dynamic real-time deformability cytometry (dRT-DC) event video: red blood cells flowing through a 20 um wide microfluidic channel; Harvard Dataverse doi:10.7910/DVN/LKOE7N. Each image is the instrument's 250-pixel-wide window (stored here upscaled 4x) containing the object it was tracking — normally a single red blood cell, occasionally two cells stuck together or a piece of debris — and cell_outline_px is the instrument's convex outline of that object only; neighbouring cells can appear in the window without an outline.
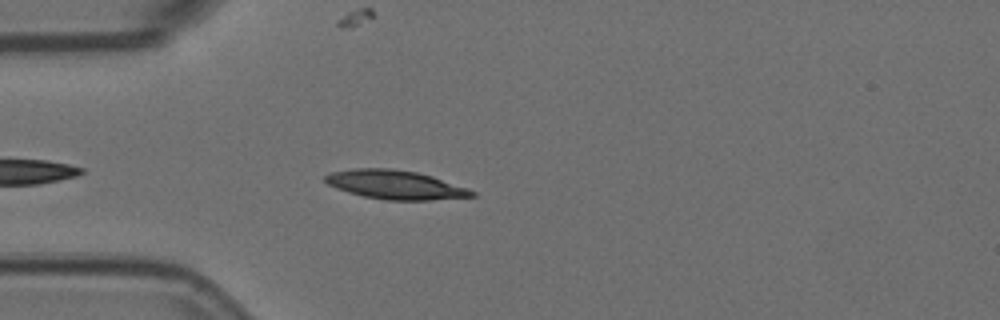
{"species": "Egyptian fruit bat (a non-hibernating species)", "species_latin": "Rousettus aegyptiacus", "temperature_condition": "room temperature", "stored_images_in_passage": 30, "camera_frame_rate_fps": 3000, "um_per_image_px": 0.085, "animal": {"sex": "female"}, "frame": {"image": 1, "passage_image": 5, "time_ms": 1.333, "image_size_px": [1000, 320], "cell_outline_px": [[476, 196], [428, 200], [384, 200], [364, 196], [348, 192], [336, 188], [328, 184], [324, 180], [324, 176], [328, 172], [356, 168], [392, 168], [416, 172], [432, 176], [468, 188], [476, 192]], "centroid_in_image_um": [33.58, 15.7], "position_along_channel_um": 51.4, "area_um2": 24.74}}
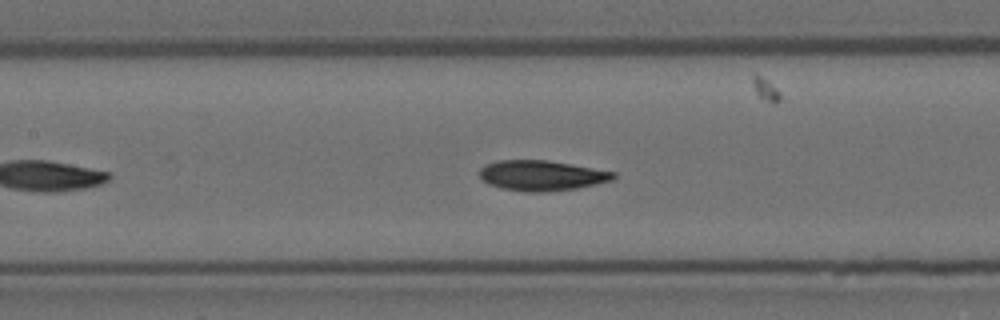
{"frame": {"image": 2, "passage_image": 15, "time_ms": 4.667, "image_size_px": [1000, 320], "cell_outline_px": [[616, 176], [612, 180], [596, 184], [576, 188], [544, 192], [528, 192], [504, 188], [488, 184], [480, 180], [480, 168], [484, 164], [496, 160], [548, 160], [572, 164], [616, 172]], "centroid_in_image_um": [46.01, 14.91], "position_along_channel_um": 161.4, "area_um2": 23.7}}
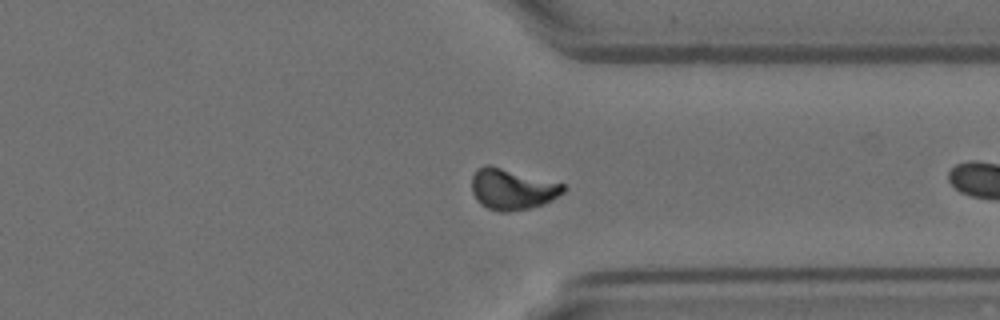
{"frame": {"image": 3, "passage_image": 29, "time_ms": 9.333, "image_size_px": [1000, 320], "cell_outline_px": [[568, 188], [564, 192], [552, 200], [544, 204], [528, 208], [508, 212], [500, 212], [488, 208], [480, 204], [476, 200], [472, 192], [472, 176], [476, 168], [484, 164], [488, 164], [564, 184]], "centroid_in_image_um": [43.52, 16.07], "position_along_channel_um": 367.9, "area_um2": 21.96}}